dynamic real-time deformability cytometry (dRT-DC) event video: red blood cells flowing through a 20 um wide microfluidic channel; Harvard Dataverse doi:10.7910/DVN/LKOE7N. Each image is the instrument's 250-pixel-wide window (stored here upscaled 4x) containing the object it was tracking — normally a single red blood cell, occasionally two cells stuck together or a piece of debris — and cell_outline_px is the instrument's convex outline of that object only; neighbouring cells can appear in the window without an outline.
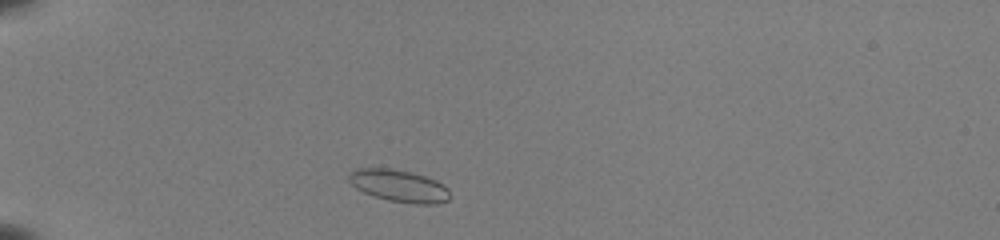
{"species": "common noctule bat (a hibernating species)", "species_latin": "Nyctalus noctula", "temperature_condition": "room temperature", "stored_images_in_passage": 39, "camera_frame_rate_fps": 3000, "um_per_image_px": 0.085, "animal": {"sex": "female", "body_mass_g": 22.0, "forearm_length_mm": 56.7}, "frame": {"image": 1, "passage_image": 3, "time_ms": 0.667, "image_size_px": [1000, 240], "cell_outline_px": [[448, 200], [436, 204], [416, 204], [388, 200], [364, 192], [356, 188], [348, 180], [348, 172], [352, 168], [388, 168], [408, 172], [424, 176], [436, 180], [444, 184], [448, 188]], "centroid_in_image_um": [33.88, 15.78], "position_along_channel_um": 51.1, "area_um2": 18.84}}
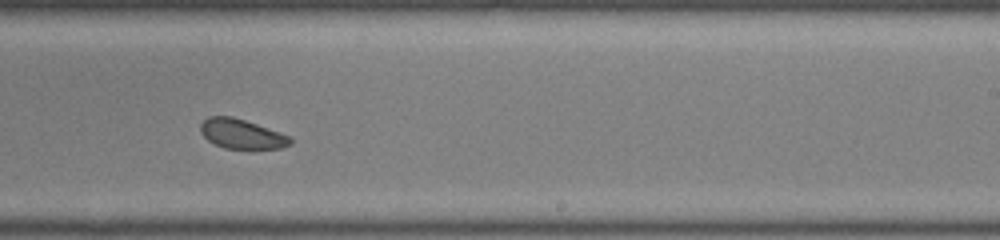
{"frame": {"image": 2, "passage_image": 22, "time_ms": 7.0, "image_size_px": [1000, 240], "cell_outline_px": [[292, 144], [280, 148], [224, 148], [208, 140], [200, 132], [200, 124], [208, 116], [232, 116], [292, 136]], "centroid_in_image_um": [20.55, 11.38], "position_along_channel_um": 268.5, "area_um2": 15.37}}
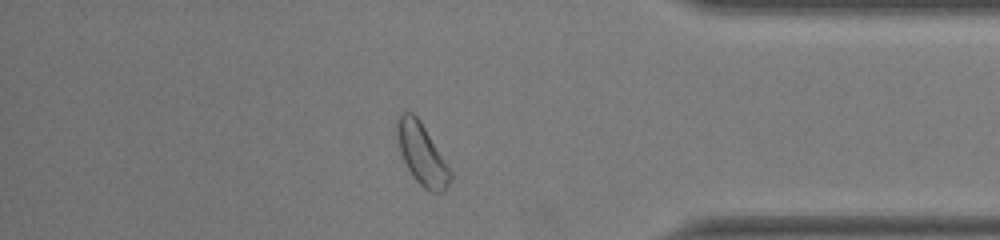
{"frame": {"image": 3, "passage_image": 33, "time_ms": 10.667, "image_size_px": [1000, 240], "cell_outline_px": [[452, 176], [444, 192], [432, 192], [424, 188], [412, 176], [400, 152], [396, 132], [396, 116], [404, 112], [412, 112], [420, 120], [452, 172]], "centroid_in_image_um": [35.84, 13.08], "position_along_channel_um": 399.4, "area_um2": 18.84}, "authors_computed_cell_mechanics": {"area_um2": 17.1088, "velocity_mm_per_s": 3.9456, "shape_relaxation_time_tau1_ms": 1.4169, "shape_relaxation_time_tau2_ms": 4.3675, "deformation_change_tau1": 0.0457, "deformation_change_tau2": 0.087}}